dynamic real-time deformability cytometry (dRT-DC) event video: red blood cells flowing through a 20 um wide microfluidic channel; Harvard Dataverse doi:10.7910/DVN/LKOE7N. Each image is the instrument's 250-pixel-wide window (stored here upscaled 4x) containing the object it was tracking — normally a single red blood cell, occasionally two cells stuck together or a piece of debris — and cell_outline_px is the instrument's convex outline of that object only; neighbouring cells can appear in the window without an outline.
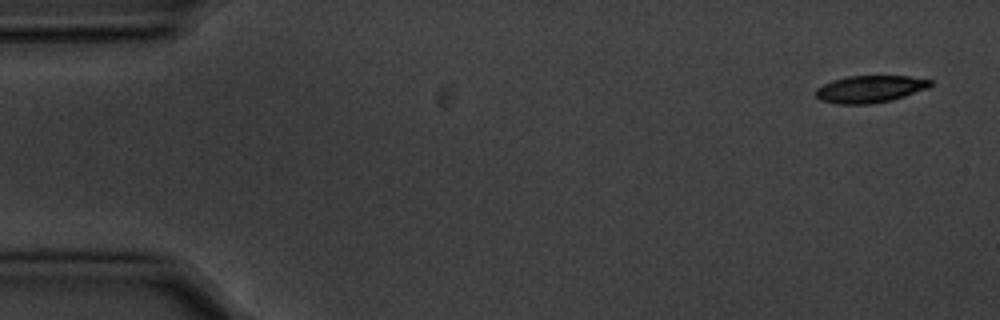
{"species": "common noctule bat (a hibernating species)", "species_latin": "Nyctalus noctula", "temperature_condition": "cold", "stored_images_in_passage": 6, "camera_frame_rate_fps": 3000, "um_per_image_px": 0.085, "animal": {"sex": "male", "body_mass_g": 20.1, "forearm_length_mm": 53.5}, "frame": {"image": 1, "passage_image": 1, "time_ms": 0.0, "image_size_px": [1000, 320], "cell_outline_px": [[932, 84], [928, 88], [892, 100], [872, 104], [840, 104], [820, 100], [816, 96], [816, 88], [832, 80], [848, 76], [908, 76], [932, 80]], "centroid_in_image_um": [73.95, 7.57], "position_along_channel_um": 11.1, "area_um2": 18.09}}
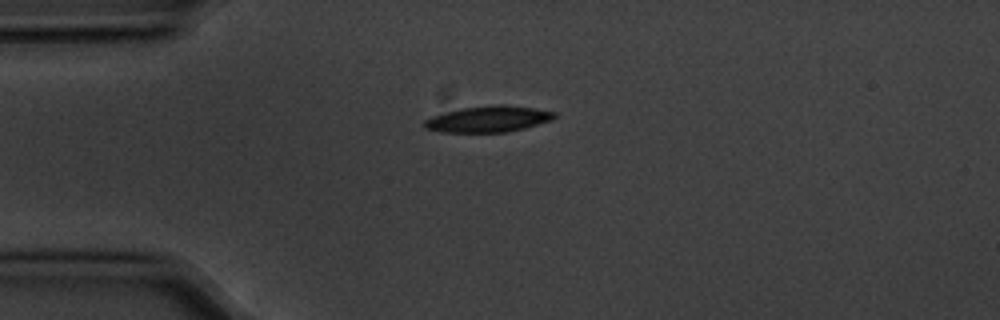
{"frame": {"image": 2, "passage_image": 4, "time_ms": 1.0, "image_size_px": [1000, 320], "cell_outline_px": [[556, 116], [552, 120], [524, 128], [508, 132], [440, 132], [424, 128], [424, 120], [432, 116], [460, 108], [492, 104], [504, 104], [532, 108], [556, 112]], "centroid_in_image_um": [41.49, 10.11], "position_along_channel_um": 43.5, "area_um2": 19.88}}